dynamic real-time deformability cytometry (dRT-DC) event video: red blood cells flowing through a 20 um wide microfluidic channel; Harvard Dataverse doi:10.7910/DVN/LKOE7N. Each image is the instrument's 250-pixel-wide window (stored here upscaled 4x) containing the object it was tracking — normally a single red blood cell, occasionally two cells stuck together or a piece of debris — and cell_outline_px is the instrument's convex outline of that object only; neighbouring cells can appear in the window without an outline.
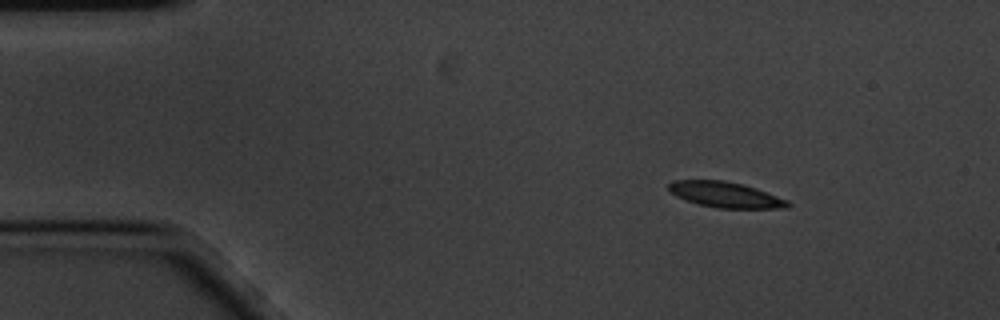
{"species": "common noctule bat (a hibernating species)", "species_latin": "Nyctalus noctula", "temperature_condition": "cold", "stored_images_in_passage": 9, "camera_frame_rate_fps": 3000, "um_per_image_px": 0.085, "animal": {"sex": "male", "body_mass_g": 20.1, "forearm_length_mm": 53.5}, "frame": {"image": 1, "passage_image": 2, "time_ms": 0.333, "image_size_px": [1000, 320], "cell_outline_px": [[792, 204], [788, 208], [720, 208], [700, 204], [676, 196], [668, 188], [668, 184], [672, 180], [724, 180], [744, 184], [756, 188], [788, 200]], "centroid_in_image_um": [61.7, 16.54], "position_along_channel_um": 23.3, "area_um2": 17.69}}
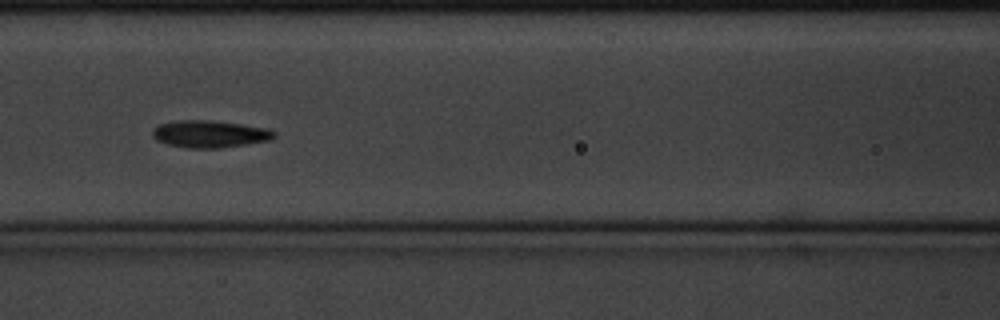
{"frame": {"image": 2, "passage_image": 7, "time_ms": 2.0, "image_size_px": [1000, 320], "cell_outline_px": [[276, 136], [272, 140], [220, 148], [184, 148], [168, 144], [156, 140], [152, 136], [152, 128], [160, 124], [180, 120], [212, 120], [268, 128], [276, 132]], "centroid_in_image_um": [17.83, 11.39], "position_along_channel_um": 148.8, "area_um2": 19.42}}
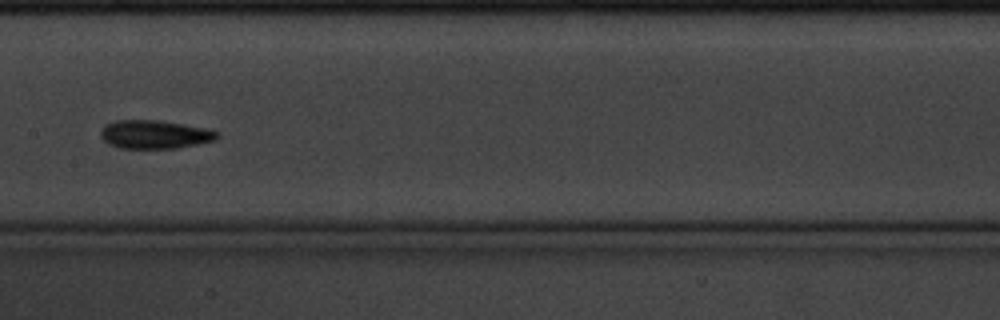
{"frame": {"image": 3, "passage_image": 8, "time_ms": 2.333, "image_size_px": [1000, 320], "cell_outline_px": [[220, 136], [216, 140], [176, 148], [120, 148], [108, 144], [100, 136], [100, 132], [104, 124], [116, 120], [156, 120], [212, 128], [220, 132]], "centroid_in_image_um": [13.19, 11.41], "position_along_channel_um": 194.2, "area_um2": 19.59}}